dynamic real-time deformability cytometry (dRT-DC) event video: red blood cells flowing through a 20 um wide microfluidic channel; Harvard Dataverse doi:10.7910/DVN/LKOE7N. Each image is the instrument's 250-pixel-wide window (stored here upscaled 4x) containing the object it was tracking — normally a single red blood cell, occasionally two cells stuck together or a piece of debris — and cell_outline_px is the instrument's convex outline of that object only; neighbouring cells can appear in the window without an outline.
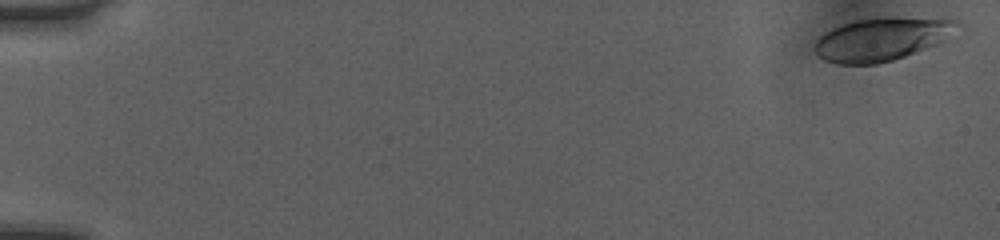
{"species": "human", "species_latin": "Homo sapiens", "temperature_condition": "room temperature", "stored_images_in_passage": 47, "camera_frame_rate_fps": 3000, "um_per_image_px": 0.085, "donor": {"sex": "female"}, "frame": {"image": 1, "passage_image": 1, "time_ms": 0.0, "image_size_px": [1000, 240], "cell_outline_px": [[964, 28], [944, 40], [936, 44], [904, 56], [892, 60], [876, 64], [836, 64], [824, 60], [816, 52], [816, 40], [824, 32], [832, 28], [856, 20], [944, 16], [960, 20], [964, 24]], "centroid_in_image_um": [75.1, 3.3], "position_along_channel_um": 9.9, "area_um2": 36.07}}
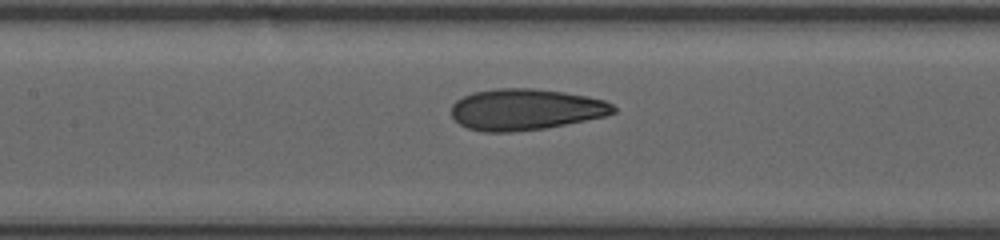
{"frame": {"image": 2, "passage_image": 25, "time_ms": 8.0, "image_size_px": [1000, 240], "cell_outline_px": [[616, 112], [604, 116], [544, 128], [512, 132], [484, 132], [468, 128], [460, 124], [452, 116], [452, 104], [456, 100], [472, 92], [496, 88], [532, 88], [564, 92], [588, 96], [604, 100], [612, 104], [616, 108]], "centroid_in_image_um": [44.65, 9.29], "position_along_channel_um": 162.7, "area_um2": 38.84}}
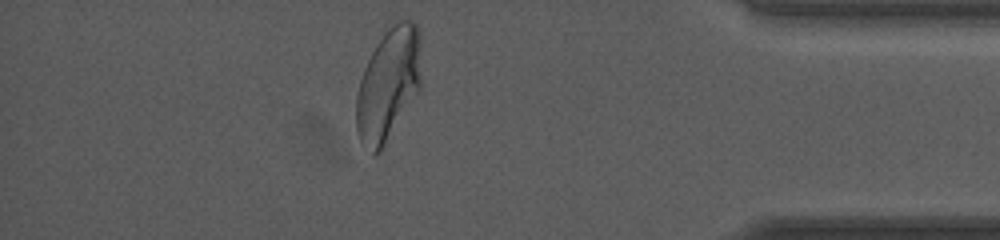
{"frame": {"image": 3, "passage_image": 45, "time_ms": 14.667, "image_size_px": [1000, 240], "cell_outline_px": [[420, 88], [380, 152], [376, 156], [372, 156], [360, 144], [356, 132], [356, 96], [360, 80], [364, 68], [388, 20], [412, 20], [416, 24], [420, 32]], "centroid_in_image_um": [32.98, 7.14], "position_along_channel_um": 402.2, "area_um2": 43.41}, "authors_computed_cell_mechanics": {"area_um2": 38.2636, "velocity_mm_per_s": 4.0647, "shape_relaxation_time_tau1_ms": 4.6819, "shape_relaxation_time_tau2_ms": 1.151, "deformation_change_tau1": 0.1849, "deformation_change_tau2": 0.0874}}